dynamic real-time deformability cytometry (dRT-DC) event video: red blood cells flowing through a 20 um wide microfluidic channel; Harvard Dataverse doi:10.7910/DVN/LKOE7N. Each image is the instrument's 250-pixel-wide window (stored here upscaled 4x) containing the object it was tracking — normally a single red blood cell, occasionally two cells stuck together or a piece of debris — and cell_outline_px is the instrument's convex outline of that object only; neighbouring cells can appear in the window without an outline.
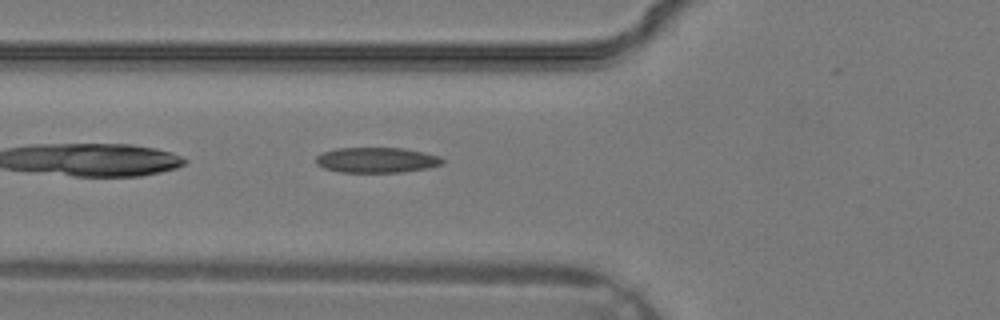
{"species": "common noctule bat (a hibernating species)", "species_latin": "Nyctalus noctula", "temperature_condition": "warm", "stored_images_in_passage": 26, "camera_frame_rate_fps": 3000, "um_per_image_px": 0.085, "animal": {"sex": "male", "body_mass_g": 19.2, "forearm_length_mm": 51.8}, "frame": {"image": 1, "passage_image": 4, "time_ms": 1.0, "image_size_px": [1000, 320], "cell_outline_px": [[444, 164], [428, 168], [404, 172], [340, 172], [324, 168], [316, 164], [316, 156], [320, 152], [336, 148], [404, 148], [424, 152], [440, 156], [444, 160]], "centroid_in_image_um": [32.02, 13.6], "position_along_channel_um": 93.8, "area_um2": 18.9}}
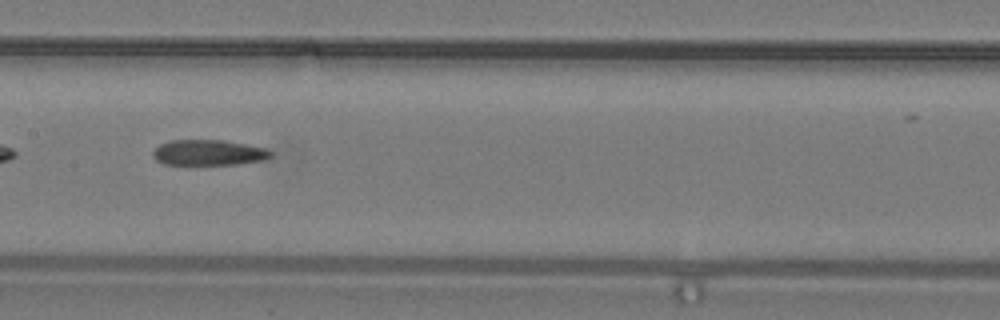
{"frame": {"image": 2, "passage_image": 9, "time_ms": 2.667, "image_size_px": [1000, 320], "cell_outline_px": [[272, 156], [264, 160], [236, 164], [164, 164], [156, 160], [152, 156], [152, 152], [160, 144], [168, 140], [224, 140], [264, 148], [272, 152]], "centroid_in_image_um": [17.7, 12.97], "position_along_channel_um": 189.7, "area_um2": 17.46}}
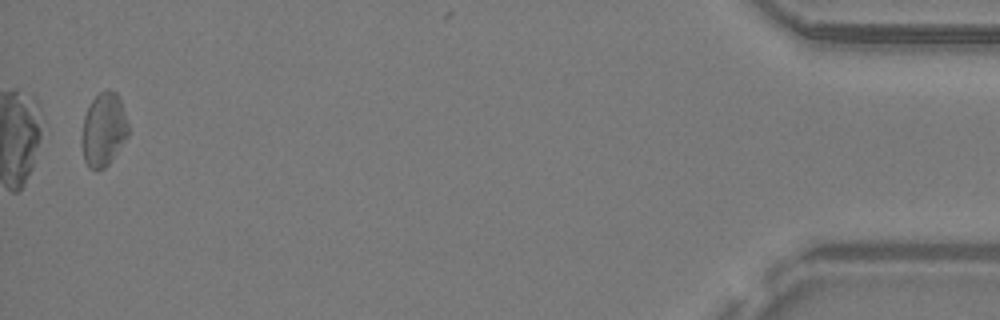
{"frame": {"image": 3, "passage_image": 26, "time_ms": 8.333, "image_size_px": [1000, 320], "cell_outline_px": [[128, 136], [108, 164], [104, 168], [96, 172], [88, 168], [84, 160], [80, 144], [80, 140], [84, 116], [92, 100], [100, 92], [108, 88], [116, 92], [120, 100], [128, 124]], "centroid_in_image_um": [8.77, 11.05], "position_along_channel_um": 426.4, "area_um2": 20.11}}